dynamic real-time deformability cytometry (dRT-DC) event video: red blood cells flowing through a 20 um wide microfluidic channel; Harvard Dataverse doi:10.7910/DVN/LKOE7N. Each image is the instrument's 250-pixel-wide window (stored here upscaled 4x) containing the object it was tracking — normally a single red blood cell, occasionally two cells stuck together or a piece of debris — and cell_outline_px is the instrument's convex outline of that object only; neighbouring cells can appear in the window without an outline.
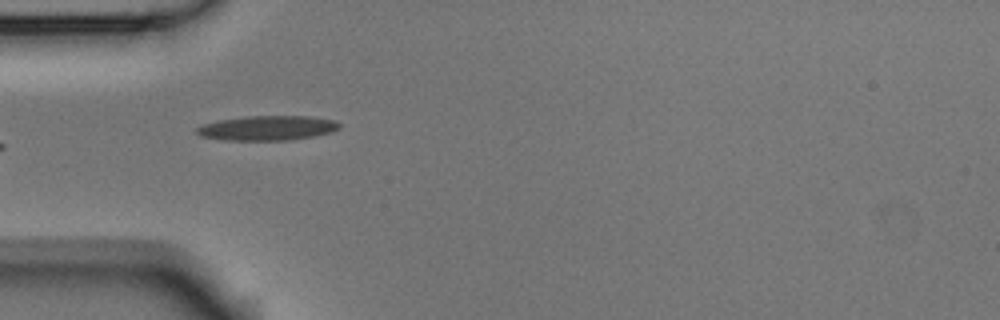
{"species": "Egyptian fruit bat (a non-hibernating species)", "species_latin": "Rousettus aegyptiacus", "temperature_condition": "room temperature", "stored_images_in_passage": 2, "camera_frame_rate_fps": 3000, "um_per_image_px": 0.085, "animal": {"sex": "male"}, "frame": {"image": 1, "passage_image": 2, "time_ms": 0.333, "image_size_px": [1000, 320], "cell_outline_px": [[340, 128], [332, 132], [316, 136], [292, 140], [220, 140], [200, 136], [196, 132], [196, 128], [204, 124], [220, 120], [248, 116], [308, 116], [332, 120], [340, 124]], "centroid_in_image_um": [22.73, 10.89], "position_along_channel_um": 62.3, "area_um2": 20.52}}